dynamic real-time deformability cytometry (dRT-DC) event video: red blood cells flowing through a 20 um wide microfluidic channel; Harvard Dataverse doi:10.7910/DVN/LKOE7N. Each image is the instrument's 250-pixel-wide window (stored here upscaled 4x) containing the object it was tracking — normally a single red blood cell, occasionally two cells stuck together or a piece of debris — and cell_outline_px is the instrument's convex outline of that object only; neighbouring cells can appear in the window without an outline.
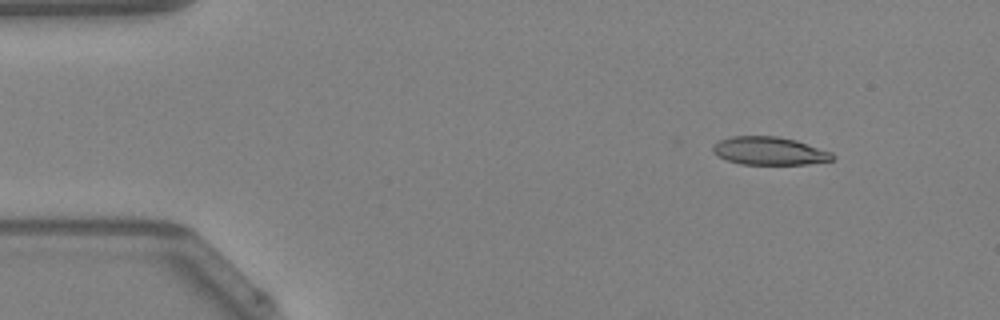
{"species": "Egyptian fruit bat (a non-hibernating species)", "species_latin": "Rousettus aegyptiacus", "temperature_condition": "warm", "stored_images_in_passage": 47, "camera_frame_rate_fps": 3000, "um_per_image_px": 0.085, "animal": {"sex": "female"}, "frame": {"image": 1, "passage_image": 5, "time_ms": 1.333, "image_size_px": [1000, 320], "cell_outline_px": [[836, 156], [832, 160], [808, 164], [740, 164], [728, 160], [712, 152], [712, 148], [720, 140], [732, 136], [776, 136], [796, 140], [832, 152]], "centroid_in_image_um": [65.43, 12.83], "position_along_channel_um": 19.6, "area_um2": 19.42}}
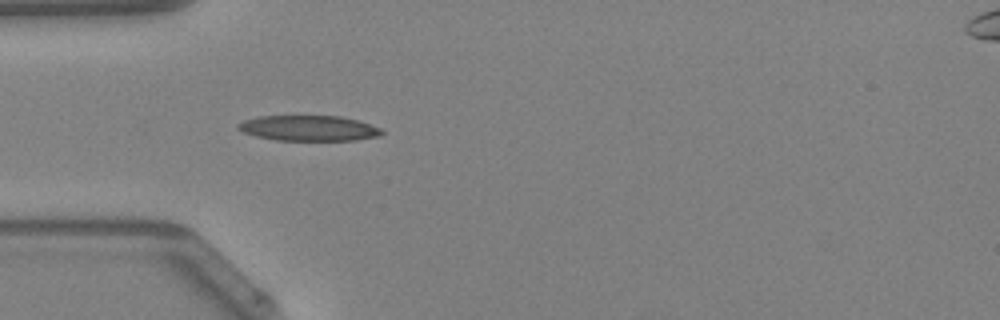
{"frame": {"image": 2, "passage_image": 14, "time_ms": 4.333, "image_size_px": [1000, 320], "cell_outline_px": [[384, 132], [380, 136], [356, 140], [276, 140], [256, 136], [244, 132], [236, 128], [236, 124], [244, 120], [260, 116], [340, 116], [356, 120], [380, 128]], "centroid_in_image_um": [26.22, 10.89], "position_along_channel_um": 58.8, "area_um2": 21.15}}
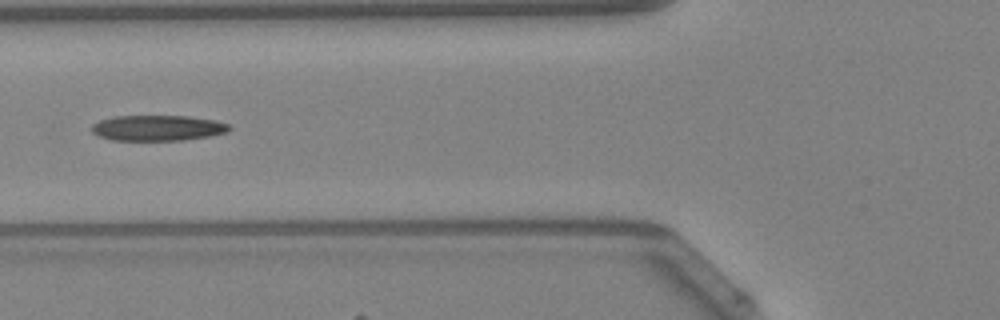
{"frame": {"image": 3, "passage_image": 18, "time_ms": 5.667, "image_size_px": [1000, 320], "cell_outline_px": [[232, 128], [228, 132], [208, 136], [184, 140], [112, 140], [96, 136], [92, 132], [92, 124], [100, 120], [116, 116], [188, 116], [216, 120], [228, 124]], "centroid_in_image_um": [13.4, 10.88], "position_along_channel_um": 112.4, "area_um2": 20.58}, "authors_computed_cell_mechanics": {"area_um2": 20.5768, "velocity_mm_per_s": 4.2707, "shape_relaxation_time_tau1_ms": 8.8725, "shape_relaxation_time_tau2_ms": 3.6533, "deformation_change_tau1": 0.2369, "deformation_change_tau2": 0.1404}}